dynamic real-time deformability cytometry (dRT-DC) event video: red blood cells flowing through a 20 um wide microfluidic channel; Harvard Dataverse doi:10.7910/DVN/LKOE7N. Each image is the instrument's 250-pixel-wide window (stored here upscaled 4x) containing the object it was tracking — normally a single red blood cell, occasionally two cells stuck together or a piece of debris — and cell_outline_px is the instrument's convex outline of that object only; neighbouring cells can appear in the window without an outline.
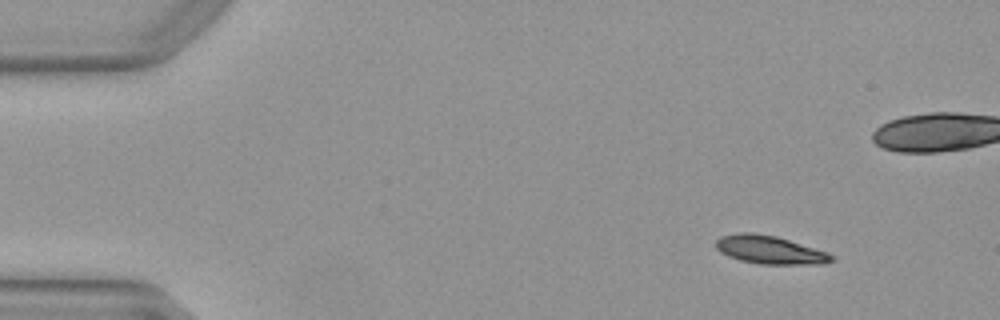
{"species": "Egyptian fruit bat (a non-hibernating species)", "species_latin": "Rousettus aegyptiacus", "temperature_condition": "warm", "stored_images_in_passage": 47, "camera_frame_rate_fps": 3000, "um_per_image_px": 0.085, "animal": {"sex": "female"}, "frame": {"image": 1, "passage_image": 1, "time_ms": 0.0, "image_size_px": [1000, 320], "cell_outline_px": [[836, 260], [824, 264], [760, 264], [740, 260], [728, 256], [720, 252], [716, 248], [716, 240], [720, 236], [740, 232], [752, 232], [776, 236], [828, 252], [836, 256]], "centroid_in_image_um": [65.46, 21.24], "position_along_channel_um": 19.5, "area_um2": 19.19}}
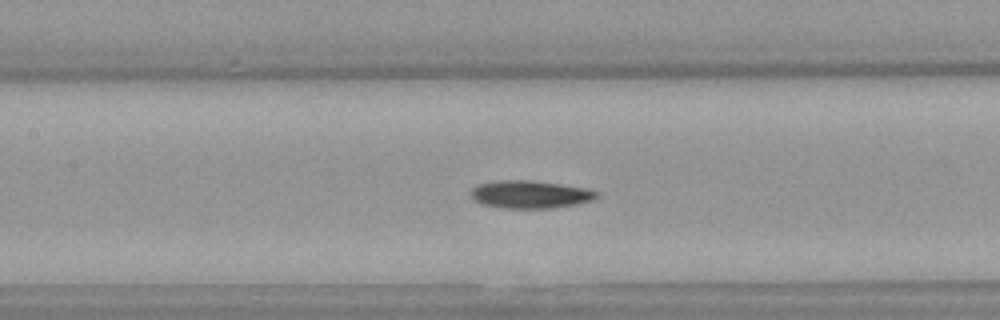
{"frame": {"image": 2, "passage_image": 19, "time_ms": 6.0, "image_size_px": [1000, 320], "cell_outline_px": [[600, 196], [592, 200], [576, 204], [552, 208], [504, 208], [484, 204], [472, 200], [472, 188], [476, 184], [496, 180], [532, 180], [588, 188], [600, 192]], "centroid_in_image_um": [45.09, 16.51], "position_along_channel_um": 162.3, "area_um2": 20.52}}
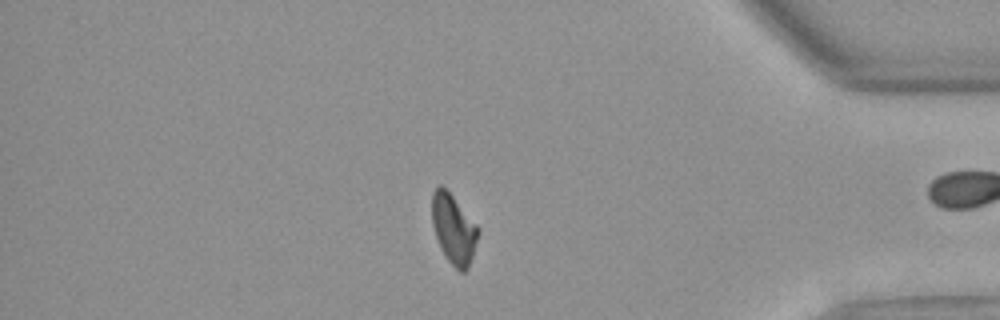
{"frame": {"image": 3, "passage_image": 39, "time_ms": 12.667, "image_size_px": [1000, 320], "cell_outline_px": [[480, 232], [468, 268], [464, 272], [460, 272], [448, 260], [440, 248], [432, 224], [432, 192], [440, 184], [452, 196], [480, 228]], "centroid_in_image_um": [38.56, 19.48], "position_along_channel_um": 396.6, "area_um2": 18.5}}